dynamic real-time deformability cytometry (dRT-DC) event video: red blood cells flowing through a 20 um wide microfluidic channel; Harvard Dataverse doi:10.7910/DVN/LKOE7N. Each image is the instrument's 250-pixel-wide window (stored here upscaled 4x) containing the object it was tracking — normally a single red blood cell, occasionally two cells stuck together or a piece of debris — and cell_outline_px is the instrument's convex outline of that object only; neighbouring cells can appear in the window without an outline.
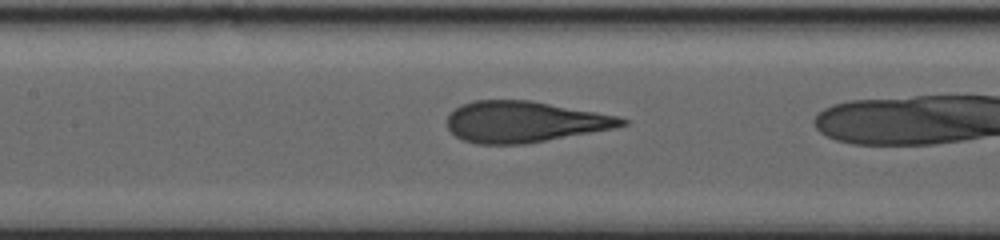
{"species": "human", "species_latin": "Homo sapiens", "temperature_condition": "warm", "stored_images_in_passage": 14, "camera_frame_rate_fps": 3000, "um_per_image_px": 0.085, "donor": {"sex": "male"}, "frame": {"image": 1, "passage_image": 4, "time_ms": 1.333, "image_size_px": [1000, 240], "cell_outline_px": [[628, 124], [616, 128], [524, 144], [476, 144], [464, 140], [456, 136], [448, 128], [448, 116], [460, 104], [472, 100], [532, 100], [596, 112], [616, 116], [628, 120]], "centroid_in_image_um": [44.57, 10.35], "position_along_channel_um": 162.8, "area_um2": 41.73}}
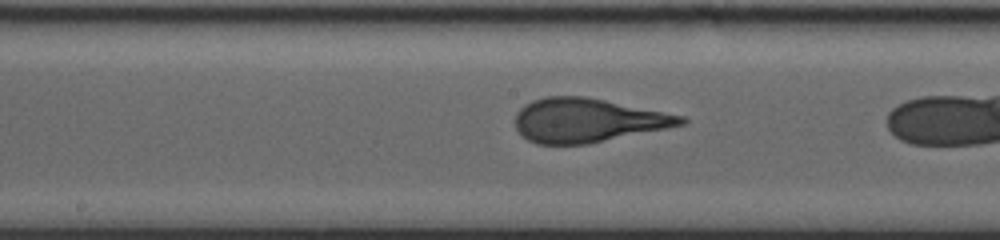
{"frame": {"image": 2, "passage_image": 8, "time_ms": 3.0, "image_size_px": [1000, 240], "cell_outline_px": [[688, 120], [684, 124], [588, 144], [536, 144], [528, 140], [516, 128], [516, 112], [524, 104], [532, 100], [544, 96], [584, 96], [684, 116]], "centroid_in_image_um": [49.89, 10.22], "position_along_channel_um": 198.3, "area_um2": 42.02}}
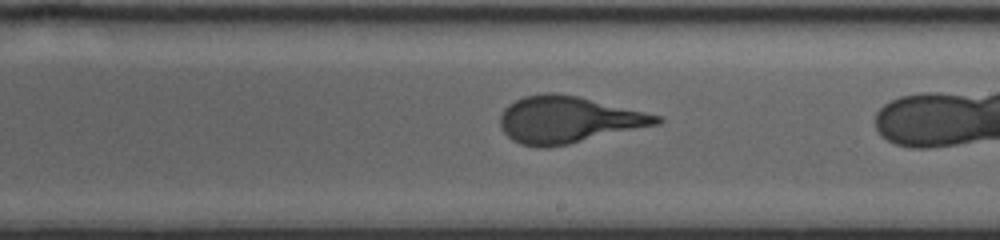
{"frame": {"image": 3, "passage_image": 12, "time_ms": 5.0, "image_size_px": [1000, 240], "cell_outline_px": [[664, 120], [660, 124], [568, 144], [548, 148], [536, 148], [520, 144], [512, 140], [500, 128], [500, 116], [504, 108], [508, 104], [524, 96], [544, 92], [552, 92], [576, 96], [664, 116]], "centroid_in_image_um": [48.28, 10.18], "position_along_channel_um": 240.7, "area_um2": 42.77}}